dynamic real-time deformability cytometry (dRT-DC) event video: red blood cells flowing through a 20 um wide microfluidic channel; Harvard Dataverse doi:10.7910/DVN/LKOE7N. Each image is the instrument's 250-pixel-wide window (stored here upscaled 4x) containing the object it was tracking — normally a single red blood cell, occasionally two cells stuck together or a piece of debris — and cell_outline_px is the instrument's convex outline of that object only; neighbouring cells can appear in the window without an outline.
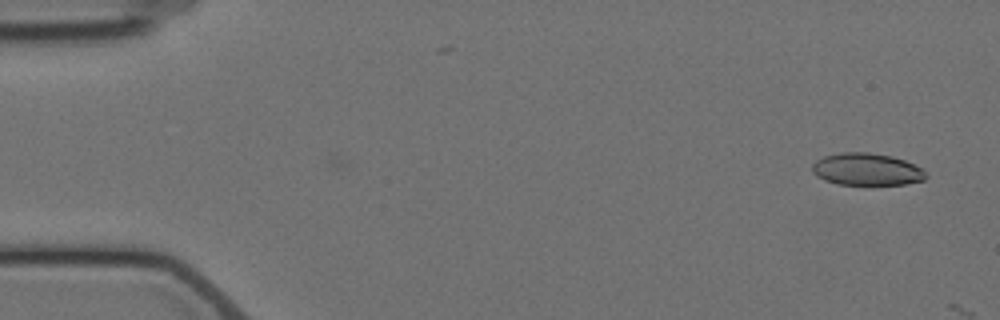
{"species": "Egyptian fruit bat (a non-hibernating species)", "species_latin": "Rousettus aegyptiacus", "temperature_condition": "cold", "stored_images_in_passage": 2, "camera_frame_rate_fps": 3000, "um_per_image_px": 0.085, "animal": {"sex": "female"}, "frame": {"image": 1, "passage_image": 1, "time_ms": 0.0, "image_size_px": [1000, 320], "cell_outline_px": [[928, 176], [924, 180], [904, 184], [836, 184], [824, 180], [816, 176], [812, 172], [812, 164], [816, 160], [824, 156], [840, 152], [868, 152], [892, 156], [904, 160], [920, 168]], "centroid_in_image_um": [73.63, 14.39], "position_along_channel_um": 11.4, "area_um2": 21.27}}